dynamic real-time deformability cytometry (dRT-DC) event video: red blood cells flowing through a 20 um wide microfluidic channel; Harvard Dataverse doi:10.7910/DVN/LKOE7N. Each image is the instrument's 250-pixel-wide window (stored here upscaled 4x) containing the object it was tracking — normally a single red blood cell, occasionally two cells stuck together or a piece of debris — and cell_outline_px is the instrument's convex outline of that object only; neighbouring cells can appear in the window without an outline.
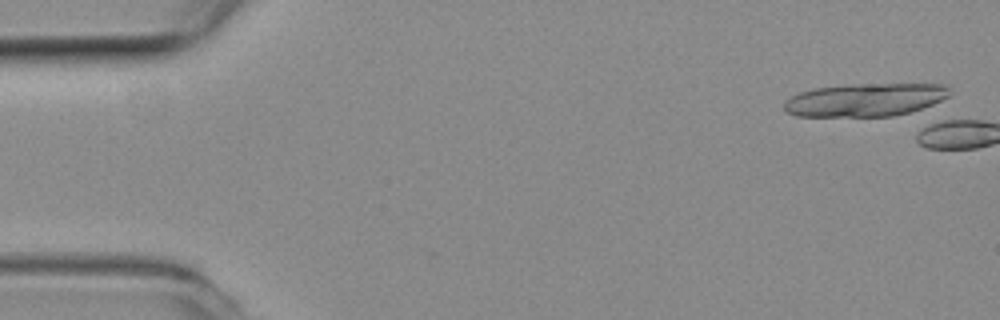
{"species": "common noctule bat (a hibernating species)", "species_latin": "Nyctalus noctula", "temperature_condition": "room temperature", "stored_images_in_passage": 4, "camera_frame_rate_fps": 3000, "um_per_image_px": 0.085, "animal": {"sex": "female", "body_mass_g": 19.3, "forearm_length_mm": 54.1}, "frame": {"image": 1, "passage_image": 2, "time_ms": 0.333, "image_size_px": [1000, 320], "cell_outline_px": [[948, 96], [932, 104], [912, 112], [892, 116], [796, 116], [788, 112], [784, 108], [784, 100], [800, 92], [812, 88], [852, 84], [944, 84], [948, 88]], "centroid_in_image_um": [73.51, 8.48], "position_along_channel_um": 11.5, "area_um2": 31.79}}